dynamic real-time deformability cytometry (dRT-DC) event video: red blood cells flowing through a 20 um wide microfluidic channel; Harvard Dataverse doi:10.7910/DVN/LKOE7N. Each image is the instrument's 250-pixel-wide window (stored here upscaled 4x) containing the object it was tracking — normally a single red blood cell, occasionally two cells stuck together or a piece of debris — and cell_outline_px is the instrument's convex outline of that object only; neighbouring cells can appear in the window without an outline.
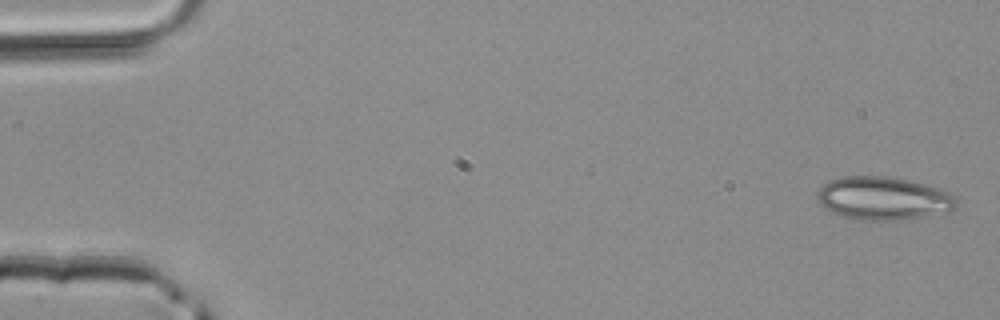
{"species": "common noctule bat (a hibernating species)", "species_latin": "Nyctalus noctula", "temperature_condition": "room temperature", "stored_images_in_passage": 3, "camera_frame_rate_fps": 3000, "um_per_image_px": 0.085, "animal": {"sex": "male", "body_mass_g": 20.4}, "frame": {"image": 1, "passage_image": 1, "time_ms": 0.0, "image_size_px": [1000, 320], "cell_outline_px": [[956, 208], [948, 212], [904, 220], [860, 220], [844, 216], [832, 212], [824, 208], [820, 204], [816, 196], [820, 188], [828, 180], [844, 176], [888, 176], [908, 180], [924, 184], [948, 192], [956, 196]], "centroid_in_image_um": [75.08, 16.86], "position_along_channel_um": 9.9, "area_um2": 35.08}}